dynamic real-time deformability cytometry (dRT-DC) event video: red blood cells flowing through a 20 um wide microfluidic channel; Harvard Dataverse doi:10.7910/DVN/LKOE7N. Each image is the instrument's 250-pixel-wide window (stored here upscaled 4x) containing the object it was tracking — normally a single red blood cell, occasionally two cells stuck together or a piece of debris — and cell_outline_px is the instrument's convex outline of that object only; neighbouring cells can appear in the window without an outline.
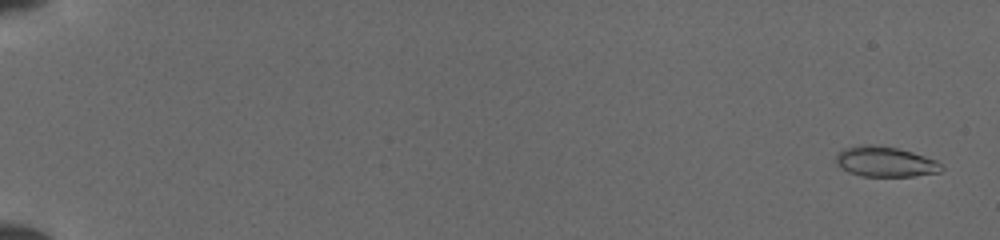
{"species": "common noctule bat (a hibernating species)", "species_latin": "Nyctalus noctula", "temperature_condition": "cold", "stored_images_in_passage": 48, "camera_frame_rate_fps": 3000, "um_per_image_px": 0.085, "animal": {"sex": "female", "body_mass_g": 19.5, "forearm_length_mm": 54.1}, "frame": {"image": 1, "passage_image": 2, "time_ms": 0.333, "image_size_px": [1000, 240], "cell_outline_px": [[944, 168], [940, 172], [912, 176], [864, 176], [848, 172], [836, 160], [836, 156], [844, 148], [864, 144], [872, 144], [896, 148], [912, 152], [936, 160]], "centroid_in_image_um": [75.27, 13.74], "position_along_channel_um": 9.7, "area_um2": 18.26}}
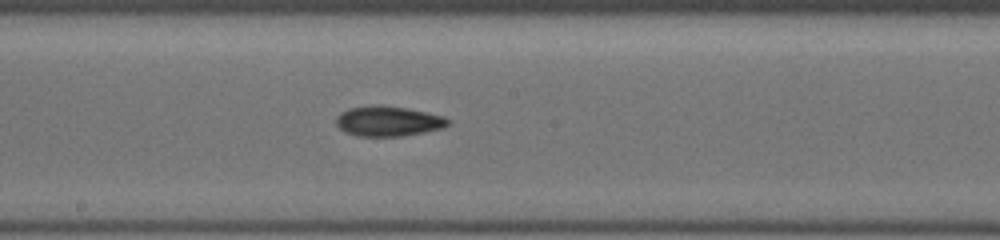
{"frame": {"image": 2, "passage_image": 31, "time_ms": 10.0, "image_size_px": [1000, 240], "cell_outline_px": [[448, 124], [444, 128], [404, 136], [360, 136], [344, 132], [336, 124], [336, 116], [340, 112], [348, 108], [372, 104], [376, 104], [404, 108], [444, 116], [448, 120]], "centroid_in_image_um": [32.95, 10.29], "position_along_channel_um": 215.3, "area_um2": 19.65}}
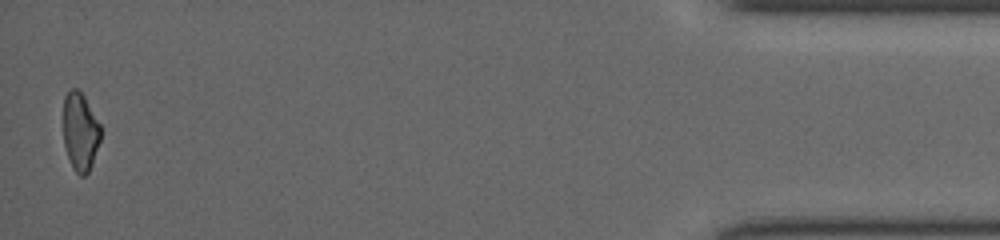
{"frame": {"image": 3, "passage_image": 48, "time_ms": 17.0, "image_size_px": [1000, 240], "cell_outline_px": [[100, 140], [92, 164], [88, 172], [84, 176], [80, 176], [72, 168], [64, 144], [64, 96], [72, 88], [76, 88], [84, 96], [100, 124]], "centroid_in_image_um": [6.82, 11.21], "position_along_channel_um": 428.4, "area_um2": 16.82}}